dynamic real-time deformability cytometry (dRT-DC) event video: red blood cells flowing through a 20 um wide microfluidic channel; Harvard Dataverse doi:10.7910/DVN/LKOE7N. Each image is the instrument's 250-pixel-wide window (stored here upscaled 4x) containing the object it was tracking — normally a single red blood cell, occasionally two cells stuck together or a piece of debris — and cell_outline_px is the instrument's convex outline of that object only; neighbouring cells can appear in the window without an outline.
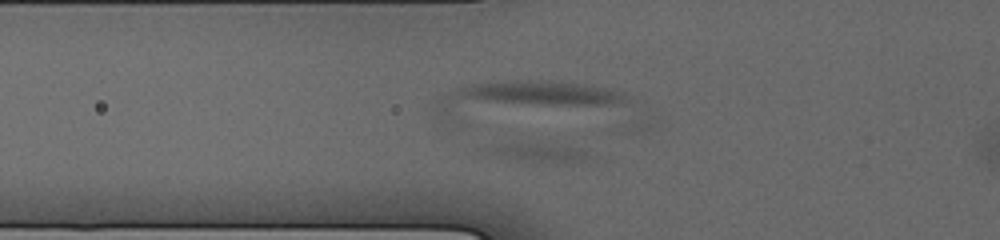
{"species": "human", "species_latin": "Homo sapiens", "temperature_condition": "cold", "stored_images_in_passage": 39, "camera_frame_rate_fps": 3000, "um_per_image_px": 0.085, "donor": {"sex": "male"}, "frame": {"image": 1, "passage_image": 8, "time_ms": 3.333, "image_size_px": [1000, 240], "cell_outline_px": [[636, 100], [628, 104], [464, 128], [456, 128], [432, 116], [432, 100], [436, 96], [464, 84], [500, 80], [556, 80], [588, 84], [616, 88], [632, 96]], "centroid_in_image_um": [44.25, 8.59], "position_along_channel_um": 81.5, "area_um2": 47.34}}